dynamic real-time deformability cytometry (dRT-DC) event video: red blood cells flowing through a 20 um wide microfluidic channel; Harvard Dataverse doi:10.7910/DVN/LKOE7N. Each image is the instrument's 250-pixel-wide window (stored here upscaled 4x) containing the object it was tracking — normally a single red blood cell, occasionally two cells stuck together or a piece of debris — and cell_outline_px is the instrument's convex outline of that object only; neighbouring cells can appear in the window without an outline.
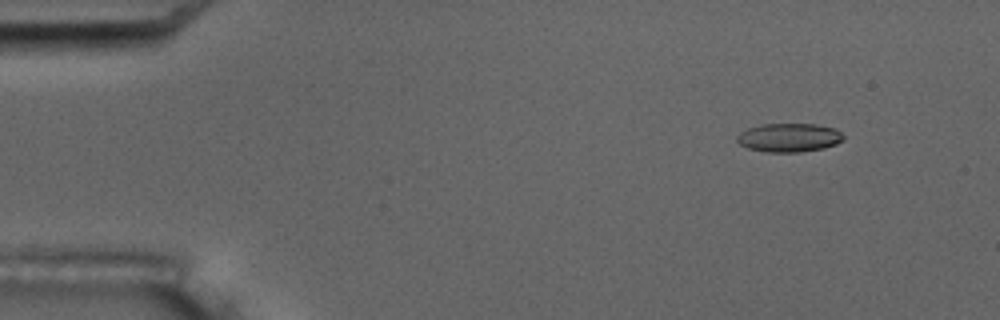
{"species": "common noctule bat (a hibernating species)", "species_latin": "Nyctalus noctula", "temperature_condition": "room temperature", "stored_images_in_passage": 6, "camera_frame_rate_fps": 3000, "um_per_image_px": 0.085, "animal": {"sex": "male", "body_mass_g": 17.5, "forearm_length_mm": 52.3}, "frame": {"image": 1, "passage_image": 2, "time_ms": 1.333, "image_size_px": [1000, 320], "cell_outline_px": [[844, 140], [836, 144], [824, 148], [800, 152], [768, 152], [748, 148], [740, 144], [736, 140], [736, 136], [740, 132], [748, 128], [760, 124], [816, 124], [836, 128], [844, 136]], "centroid_in_image_um": [67.08, 11.69], "position_along_channel_um": 17.9, "area_um2": 17.92}}